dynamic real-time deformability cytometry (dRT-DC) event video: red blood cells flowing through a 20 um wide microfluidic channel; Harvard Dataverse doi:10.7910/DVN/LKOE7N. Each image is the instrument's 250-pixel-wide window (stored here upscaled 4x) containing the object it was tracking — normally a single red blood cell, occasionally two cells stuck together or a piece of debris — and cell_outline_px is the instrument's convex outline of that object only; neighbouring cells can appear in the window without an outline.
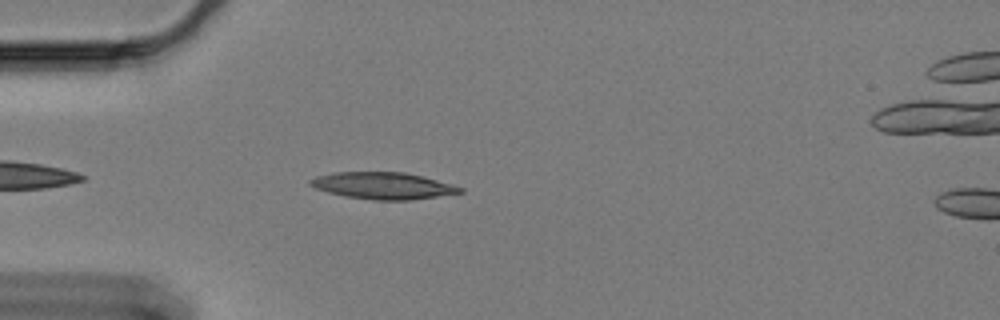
{"species": "Egyptian fruit bat (a non-hibernating species)", "species_latin": "Rousettus aegyptiacus", "temperature_condition": "cold", "stored_images_in_passage": 11, "camera_frame_rate_fps": 3000, "um_per_image_px": 0.085, "animal": {"sex": "female"}, "frame": {"image": 1, "passage_image": 5, "time_ms": 1.333, "image_size_px": [1000, 320], "cell_outline_px": [[464, 192], [408, 200], [372, 200], [344, 196], [328, 192], [316, 188], [308, 184], [308, 180], [316, 176], [332, 172], [404, 172], [452, 184], [464, 188]], "centroid_in_image_um": [32.51, 15.78], "position_along_channel_um": 52.5, "area_um2": 23.29}}
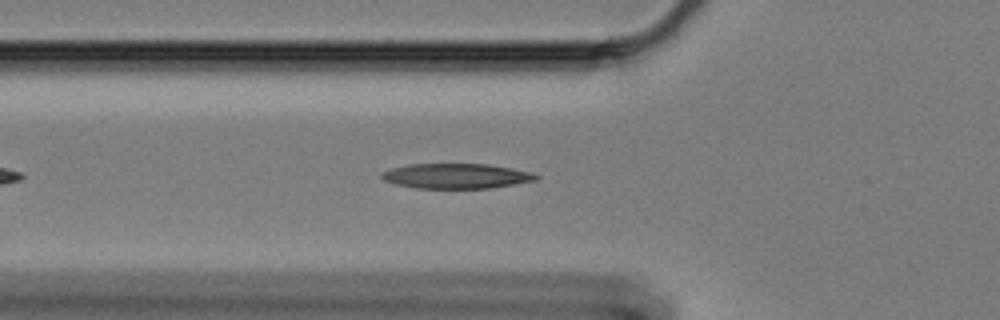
{"frame": {"image": 2, "passage_image": 9, "time_ms": 2.667, "image_size_px": [1000, 320], "cell_outline_px": [[540, 176], [536, 180], [492, 188], [416, 188], [396, 184], [384, 180], [380, 176], [384, 172], [392, 168], [408, 164], [484, 164], [512, 168], [528, 172]], "centroid_in_image_um": [38.77, 14.96], "position_along_channel_um": 87.0, "area_um2": 22.25}}